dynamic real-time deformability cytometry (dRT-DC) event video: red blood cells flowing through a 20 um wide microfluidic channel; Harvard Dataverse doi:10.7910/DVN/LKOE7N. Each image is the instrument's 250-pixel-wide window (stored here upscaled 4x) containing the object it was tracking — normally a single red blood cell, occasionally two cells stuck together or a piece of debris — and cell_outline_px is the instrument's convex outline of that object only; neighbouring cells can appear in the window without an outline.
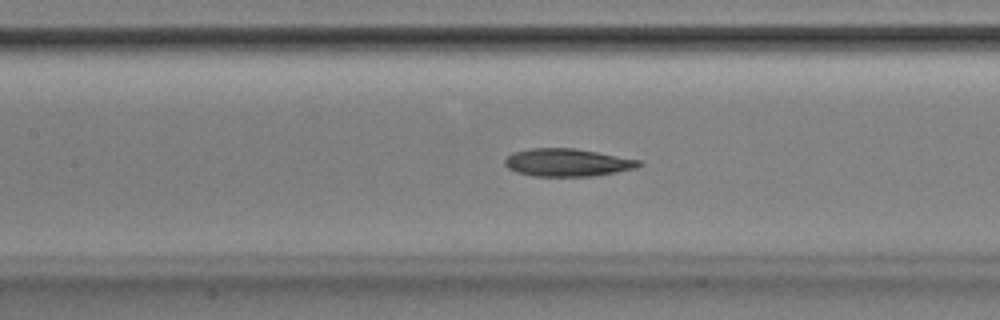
{"species": "Egyptian fruit bat (a non-hibernating species)", "species_latin": "Rousettus aegyptiacus", "temperature_condition": "room temperature", "stored_images_in_passage": 51, "camera_frame_rate_fps": 3000, "um_per_image_px": 0.085, "animal": {"sex": "male"}, "frame": {"image": 1, "passage_image": 23, "time_ms": 7.333, "image_size_px": [1000, 320], "cell_outline_px": [[644, 164], [636, 168], [596, 176], [532, 176], [516, 172], [508, 168], [504, 164], [504, 160], [512, 152], [528, 148], [576, 148], [640, 160]], "centroid_in_image_um": [48.21, 13.81], "position_along_channel_um": 159.2, "area_um2": 21.85}}
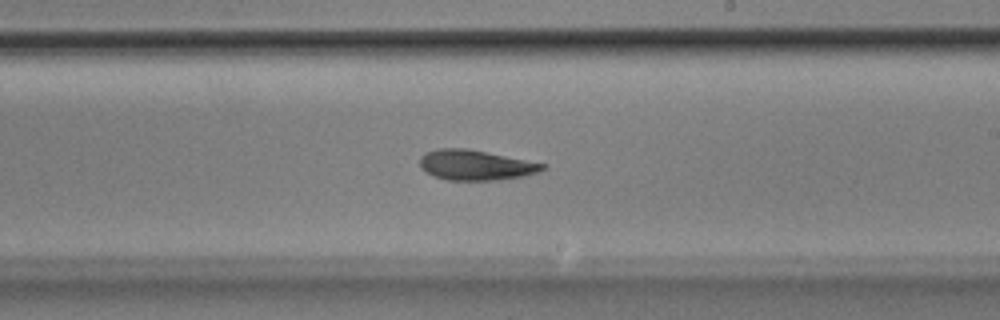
{"frame": {"image": 2, "passage_image": 30, "time_ms": 9.667, "image_size_px": [1000, 320], "cell_outline_px": [[548, 164], [540, 172], [524, 176], [496, 180], [448, 180], [436, 176], [420, 168], [420, 156], [424, 152], [436, 148], [464, 148]], "centroid_in_image_um": [40.42, 14.03], "position_along_channel_um": 248.6, "area_um2": 21.5}}
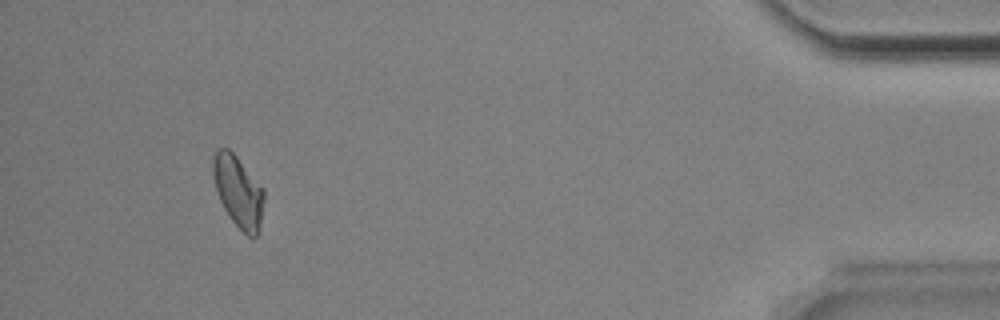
{"frame": {"image": 3, "passage_image": 48, "time_ms": 15.667, "image_size_px": [1000, 320], "cell_outline_px": [[264, 200], [260, 232], [252, 240], [232, 220], [224, 208], [220, 200], [216, 188], [212, 168], [212, 160], [216, 148], [228, 148], [236, 156], [264, 188]], "centroid_in_image_um": [20.28, 16.29], "position_along_channel_um": 414.9, "area_um2": 21.27}, "authors_computed_cell_mechanics": {"area_um2": 22.0796, "velocity_mm_per_s": 3.848, "shape_relaxation_time_tau1_ms": 4.9532, "shape_relaxation_time_tau2_ms": 4.3116, "deformation_change_tau1": 0.125, "deformation_change_tau2": 0.1041}}